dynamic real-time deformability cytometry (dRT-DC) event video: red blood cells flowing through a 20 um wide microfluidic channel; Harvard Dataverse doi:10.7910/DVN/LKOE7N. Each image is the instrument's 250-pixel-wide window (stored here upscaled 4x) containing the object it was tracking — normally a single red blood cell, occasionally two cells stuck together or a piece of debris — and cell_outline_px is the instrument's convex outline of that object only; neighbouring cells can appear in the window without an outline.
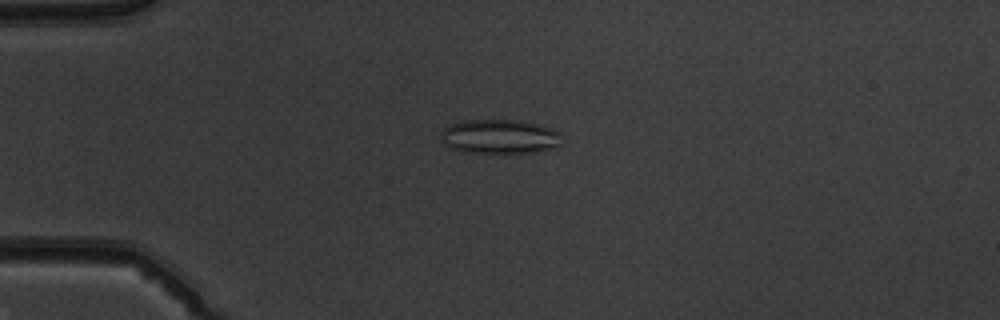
{"species": "common noctule bat (a hibernating species)", "species_latin": "Nyctalus noctula", "temperature_condition": "warm", "stored_images_in_passage": 52, "camera_frame_rate_fps": 3000, "um_per_image_px": 0.085, "animal": {"sex": "male", "body_mass_g": 19.5, "forearm_length_mm": 54.6}, "frame": {"image": 1, "passage_image": 14, "time_ms": 4.333, "image_size_px": [1000, 320], "cell_outline_px": [[564, 144], [556, 148], [532, 152], [464, 152], [452, 148], [444, 144], [440, 140], [440, 132], [444, 128], [452, 124], [464, 120], [520, 120], [536, 124], [548, 128], [556, 132]], "centroid_in_image_um": [42.44, 11.61], "position_along_channel_um": 42.6, "area_um2": 23.99}}
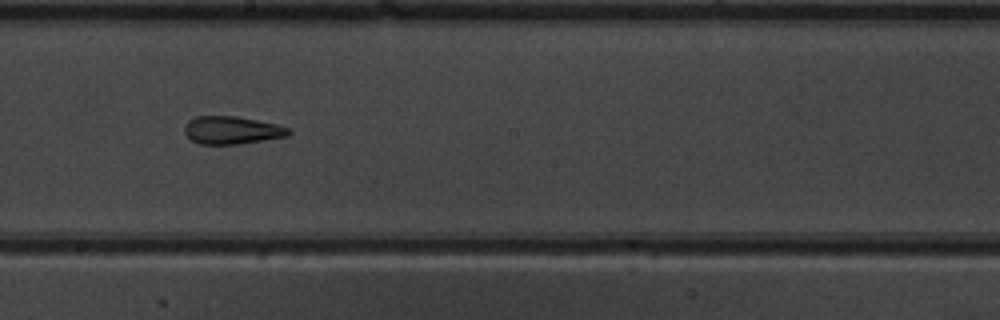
{"frame": {"image": 2, "passage_image": 30, "time_ms": 9.667, "image_size_px": [1000, 320], "cell_outline_px": [[292, 132], [288, 136], [264, 140], [236, 144], [200, 144], [192, 140], [184, 132], [184, 124], [188, 120], [196, 116], [236, 116], [276, 124], [288, 128]], "centroid_in_image_um": [19.68, 11.06], "position_along_channel_um": 228.5, "area_um2": 16.82}}
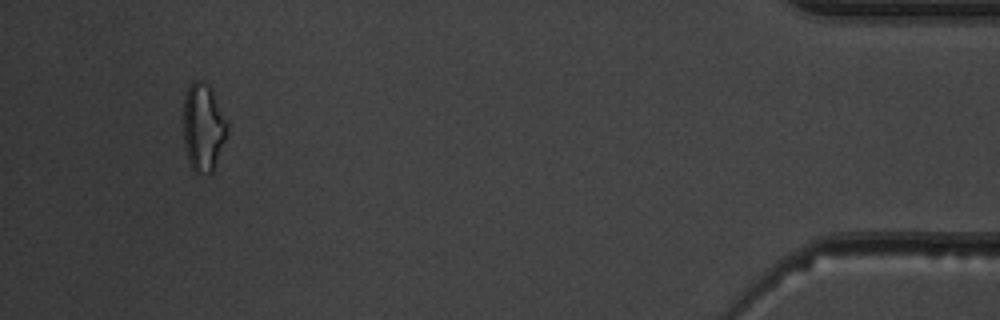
{"frame": {"image": 3, "passage_image": 49, "time_ms": 16.0, "image_size_px": [1000, 320], "cell_outline_px": [[228, 128], [216, 164], [212, 172], [208, 176], [196, 172], [192, 168], [188, 160], [184, 144], [184, 96], [188, 84], [192, 80], [200, 80], [208, 84], [212, 88], [228, 124]], "centroid_in_image_um": [17.26, 10.8], "position_along_channel_um": 417.9, "area_um2": 22.6}, "authors_computed_cell_mechanics": {"area_um2": 20.5768, "velocity_mm_per_s": 4.0242, "shape_relaxation_time_tau1_ms": null, "shape_relaxation_time_tau2_ms": 2.5787, "deformation_change_tau1": null, "deformation_change_tau2": 0.1321}}